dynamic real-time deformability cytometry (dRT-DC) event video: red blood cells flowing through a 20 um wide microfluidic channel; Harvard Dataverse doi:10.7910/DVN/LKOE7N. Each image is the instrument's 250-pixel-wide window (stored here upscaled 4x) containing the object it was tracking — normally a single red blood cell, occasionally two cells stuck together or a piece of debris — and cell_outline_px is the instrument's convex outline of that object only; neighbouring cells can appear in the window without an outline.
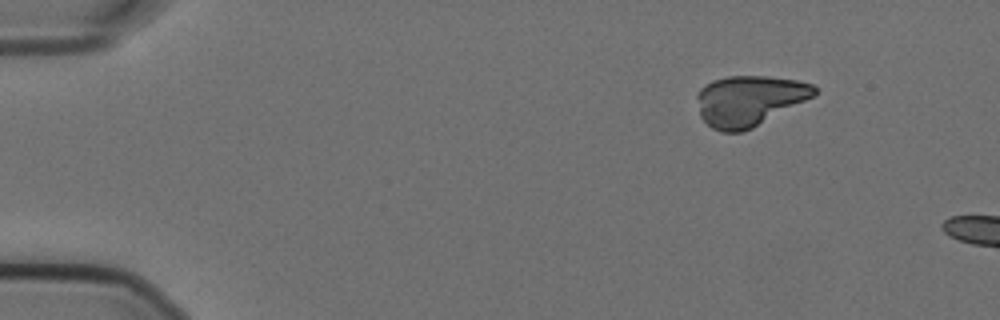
{"species": "Egyptian fruit bat (a non-hibernating species)", "species_latin": "Rousettus aegyptiacus", "temperature_condition": "cold", "stored_images_in_passage": 8, "camera_frame_rate_fps": 3000, "um_per_image_px": 0.085, "animal": {"sex": "female"}, "frame": {"image": 1, "passage_image": 1, "time_ms": 0.0, "image_size_px": [1000, 320], "cell_outline_px": [[816, 92], [812, 96], [752, 128], [740, 132], [720, 132], [712, 128], [700, 116], [696, 96], [696, 92], [700, 88], [712, 80], [728, 76], [764, 76], [796, 80], [812, 84], [816, 88]], "centroid_in_image_um": [63.61, 8.55], "position_along_channel_um": 21.4, "area_um2": 34.1}}